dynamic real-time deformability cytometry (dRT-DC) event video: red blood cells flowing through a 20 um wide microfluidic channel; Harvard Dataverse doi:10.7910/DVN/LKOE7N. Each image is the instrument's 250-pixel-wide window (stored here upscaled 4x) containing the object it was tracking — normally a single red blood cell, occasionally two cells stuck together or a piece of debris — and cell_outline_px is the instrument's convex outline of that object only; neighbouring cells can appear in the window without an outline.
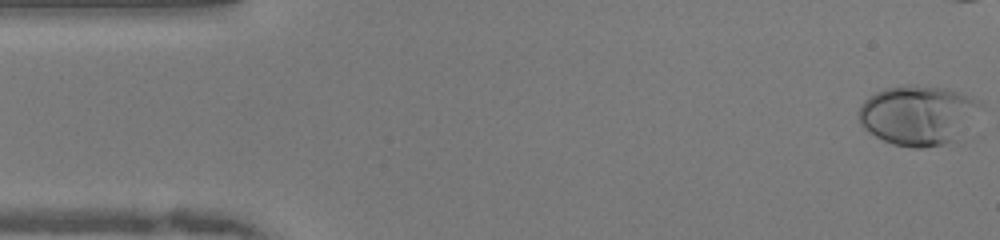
{"species": "human", "species_latin": "Homo sapiens", "temperature_condition": "warm", "stored_images_in_passage": 12, "camera_frame_rate_fps": 3000, "um_per_image_px": 0.085, "donor": {"sex": "female"}, "frame": {"image": 1, "passage_image": 1, "time_ms": 0.0, "image_size_px": [1000, 240], "cell_outline_px": [[984, 104], [956, 140], [944, 144], [924, 148], [912, 148], [892, 144], [868, 132], [860, 124], [860, 104], [868, 96], [884, 88], [904, 84], [912, 84], [948, 88], [972, 96], [980, 100]], "centroid_in_image_um": [78.03, 9.76], "position_along_channel_um": 7.0, "area_um2": 42.71}}